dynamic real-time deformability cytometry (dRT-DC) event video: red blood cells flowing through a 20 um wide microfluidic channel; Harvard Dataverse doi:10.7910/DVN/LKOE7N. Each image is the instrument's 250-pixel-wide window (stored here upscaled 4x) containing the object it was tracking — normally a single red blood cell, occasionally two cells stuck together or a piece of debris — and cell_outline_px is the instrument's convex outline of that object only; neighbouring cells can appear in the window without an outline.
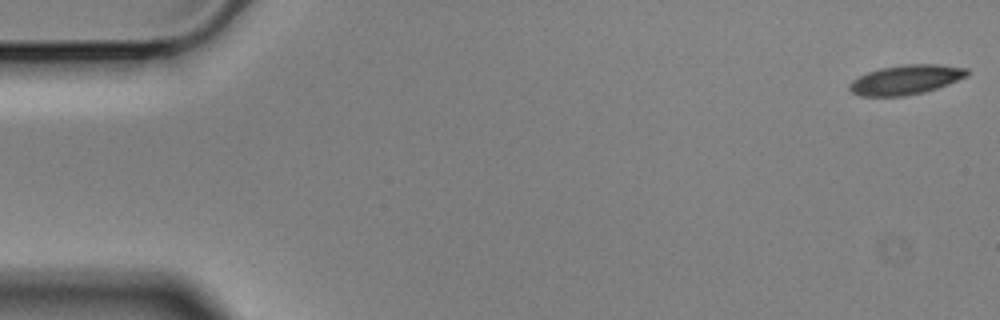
{"species": "Egyptian fruit bat (a non-hibernating species)", "species_latin": "Rousettus aegyptiacus", "temperature_condition": "cold", "stored_images_in_passage": 56, "camera_frame_rate_fps": 3000, "um_per_image_px": 0.085, "animal": {"sex": "male"}, "frame": {"image": 1, "passage_image": 1, "time_ms": 0.0, "image_size_px": [1000, 320], "cell_outline_px": [[968, 76], [948, 84], [924, 92], [904, 96], [860, 96], [852, 92], [848, 88], [848, 84], [852, 80], [868, 72], [880, 68], [904, 64], [940, 64], [968, 68]], "centroid_in_image_um": [77.0, 6.77], "position_along_channel_um": 8.0, "area_um2": 20.29}}
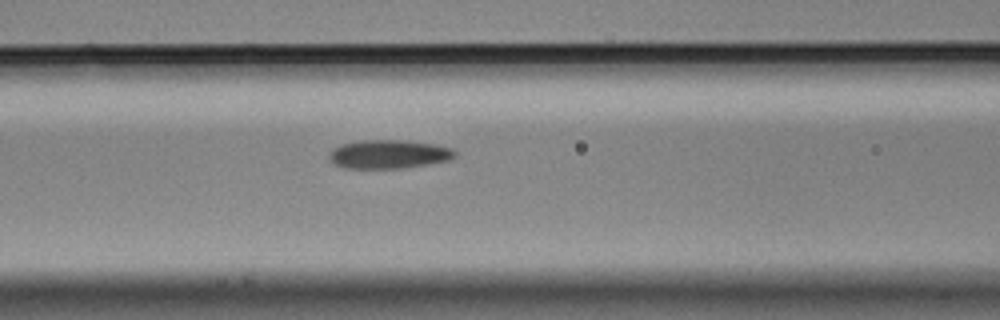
{"frame": {"image": 2, "passage_image": 23, "time_ms": 7.333, "image_size_px": [1000, 320], "cell_outline_px": [[456, 156], [452, 160], [404, 168], [344, 168], [332, 164], [332, 148], [340, 144], [360, 140], [404, 140], [432, 144], [452, 148], [456, 152]], "centroid_in_image_um": [33.07, 13.11], "position_along_channel_um": 133.5, "area_um2": 21.04}}
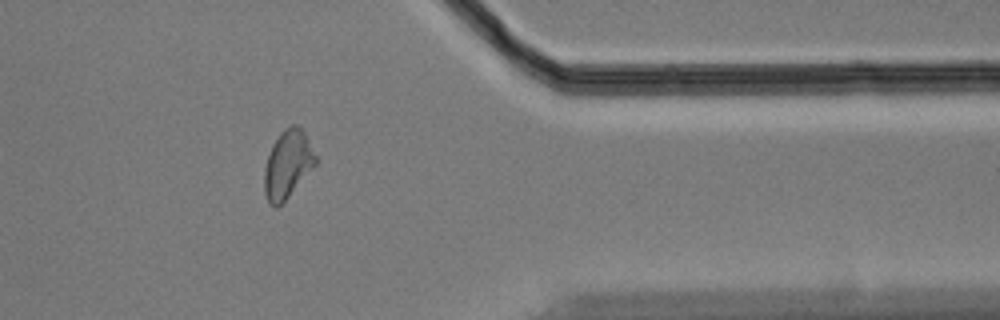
{"frame": {"image": 3, "passage_image": 46, "time_ms": 15.0, "image_size_px": [1000, 320], "cell_outline_px": [[316, 164], [288, 196], [276, 208], [268, 204], [264, 192], [264, 168], [272, 144], [280, 132], [284, 128], [292, 124], [296, 124], [304, 132], [316, 156]], "centroid_in_image_um": [24.42, 13.96], "position_along_channel_um": 387.0, "area_um2": 20.06}, "authors_computed_cell_mechanics": {"area_um2": 20.4612, "velocity_mm_per_s": 3.5244, "shape_relaxation_time_tau1_ms": 6.6718, "shape_relaxation_time_tau2_ms": 4.7236, "deformation_change_tau1": 0.1481, "deformation_change_tau2": 0.1113}}